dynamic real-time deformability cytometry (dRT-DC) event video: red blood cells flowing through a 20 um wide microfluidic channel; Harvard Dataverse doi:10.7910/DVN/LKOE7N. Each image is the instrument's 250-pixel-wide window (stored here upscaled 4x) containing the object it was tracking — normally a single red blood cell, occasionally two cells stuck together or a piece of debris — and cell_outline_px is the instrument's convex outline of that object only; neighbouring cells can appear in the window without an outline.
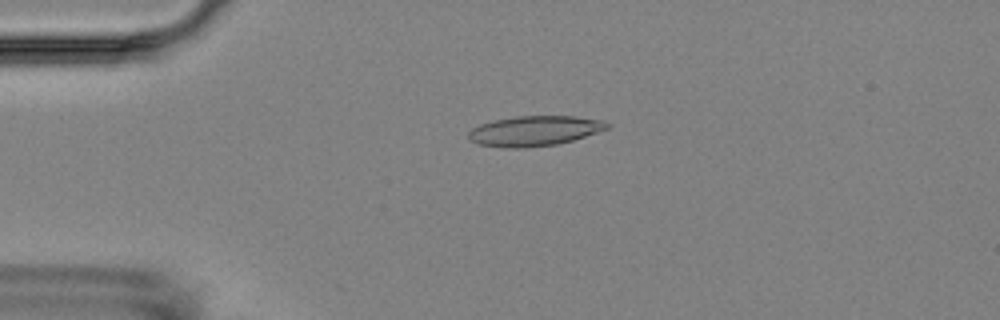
{"species": "Egyptian fruit bat (a non-hibernating species)", "species_latin": "Rousettus aegyptiacus", "temperature_condition": "room temperature", "stored_images_in_passage": 4, "camera_frame_rate_fps": 3000, "um_per_image_px": 0.085, "animal": {"sex": "female"}, "frame": {"image": 1, "passage_image": 2, "time_ms": 1.0, "image_size_px": [1000, 320], "cell_outline_px": [[612, 124], [608, 128], [572, 140], [556, 144], [524, 148], [504, 148], [480, 144], [468, 140], [468, 132], [472, 128], [480, 124], [496, 120], [516, 116], [576, 116], [604, 120]], "centroid_in_image_um": [45.42, 11.12], "position_along_channel_um": 39.6, "area_um2": 24.28}}